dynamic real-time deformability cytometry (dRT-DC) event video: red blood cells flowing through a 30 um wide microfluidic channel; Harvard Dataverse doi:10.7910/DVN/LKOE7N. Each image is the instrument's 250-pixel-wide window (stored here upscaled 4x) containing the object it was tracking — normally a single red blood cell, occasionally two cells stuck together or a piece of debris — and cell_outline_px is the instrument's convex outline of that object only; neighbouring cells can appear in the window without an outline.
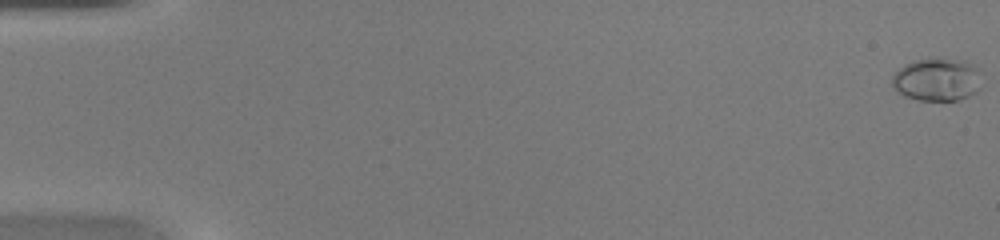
{"species": "common noctule bat (a hibernating species)", "species_latin": "Nyctalus noctula", "temperature_condition": "warm", "stored_images_in_passage": 50, "camera_frame_rate_fps": 3000, "um_per_image_px": 0.085, "animal": {"sex": "female", "body_mass_g": 20.0, "forearm_length_mm": 54.0}, "frame": {"image": 1, "passage_image": 1, "time_ms": 0.0, "image_size_px": [1000, 240], "cell_outline_px": [[980, 88], [976, 92], [960, 100], [920, 100], [904, 96], [896, 92], [892, 88], [892, 76], [904, 64], [916, 60], [960, 60], [972, 64], [980, 68]], "centroid_in_image_um": [79.64, 6.79], "position_along_channel_um": 5.4, "area_um2": 22.25}}
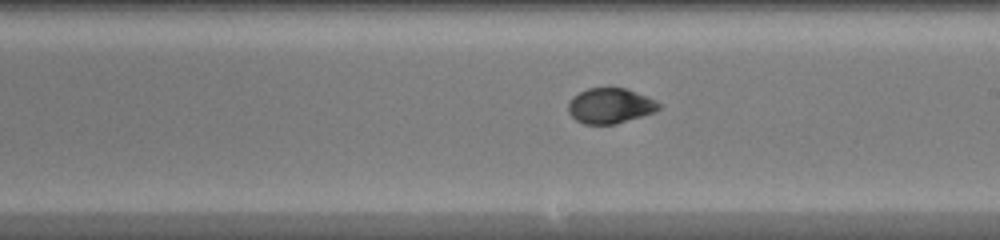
{"frame": {"image": 2, "passage_image": 30, "time_ms": 9.667, "image_size_px": [1000, 240], "cell_outline_px": [[660, 108], [656, 112], [616, 124], [584, 124], [576, 120], [568, 112], [568, 100], [572, 96], [588, 88], [624, 88], [656, 100], [660, 104]], "centroid_in_image_um": [51.85, 9.0], "position_along_channel_um": 237.2, "area_um2": 18.67}}
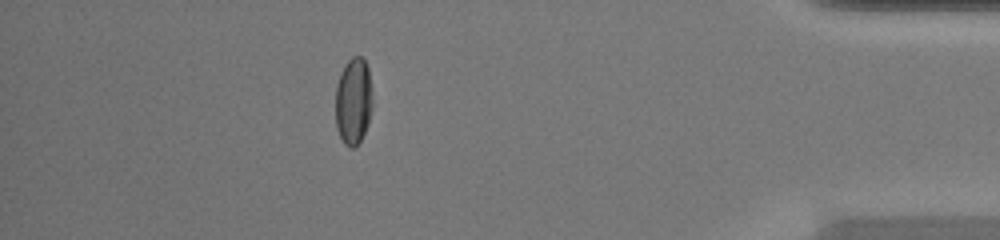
{"frame": {"image": 3, "passage_image": 45, "time_ms": 14.667, "image_size_px": [1000, 240], "cell_outline_px": [[372, 108], [368, 124], [356, 148], [348, 148], [344, 144], [336, 128], [336, 84], [340, 72], [344, 64], [352, 56], [360, 56], [364, 60], [368, 68], [372, 96]], "centroid_in_image_um": [30.03, 8.6], "position_along_channel_um": 405.2, "area_um2": 18.96}, "authors_computed_cell_mechanics": {"area_um2": 19.4497, "velocity_mm_per_s": 4.2328, "shape_relaxation_time_tau1_ms": null, "shape_relaxation_time_tau2_ms": 1.1335, "deformation_change_tau1": null, "deformation_change_tau2": 0.0412}}